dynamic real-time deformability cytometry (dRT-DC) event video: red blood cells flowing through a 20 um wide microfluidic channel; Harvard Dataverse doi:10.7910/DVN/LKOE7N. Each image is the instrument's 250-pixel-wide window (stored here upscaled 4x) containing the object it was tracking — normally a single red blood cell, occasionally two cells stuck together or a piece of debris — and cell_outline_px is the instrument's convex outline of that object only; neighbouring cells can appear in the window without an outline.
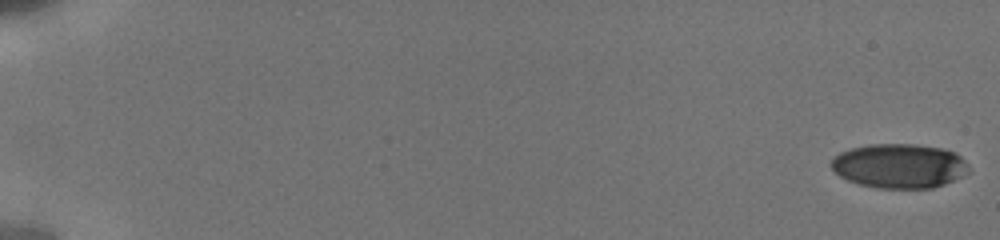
{"species": "human", "species_latin": "Homo sapiens", "temperature_condition": "cold", "stored_images_in_passage": 13, "camera_frame_rate_fps": 3000, "um_per_image_px": 0.085, "donor": {"sex": "male"}, "frame": {"image": 1, "passage_image": 1, "time_ms": 0.0, "image_size_px": [1000, 240], "cell_outline_px": [[972, 172], [944, 184], [932, 188], [880, 188], [860, 184], [848, 180], [840, 176], [832, 168], [832, 156], [840, 152], [852, 148], [868, 144], [916, 144], [944, 148], [956, 152], [968, 164]], "centroid_in_image_um": [76.49, 14.09], "position_along_channel_um": 8.5, "area_um2": 35.84}}
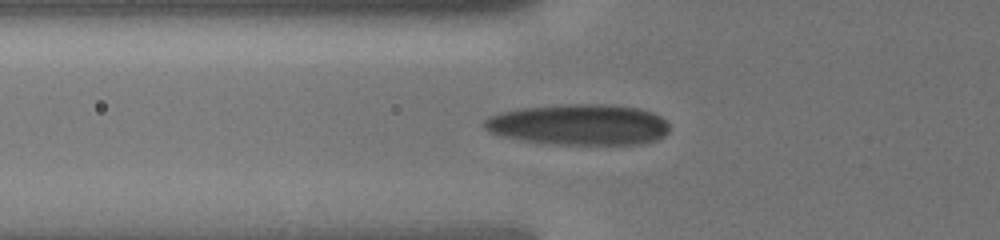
{"frame": {"image": 2, "passage_image": 10, "time_ms": 7.0, "image_size_px": [1000, 240], "cell_outline_px": [[668, 132], [664, 136], [656, 140], [640, 144], [552, 144], [524, 140], [504, 136], [488, 132], [484, 128], [484, 120], [488, 116], [500, 112], [520, 108], [564, 104], [608, 104], [640, 108], [652, 112], [660, 116], [668, 124]], "centroid_in_image_um": [49.21, 10.58], "position_along_channel_um": 76.6, "area_um2": 44.22}}
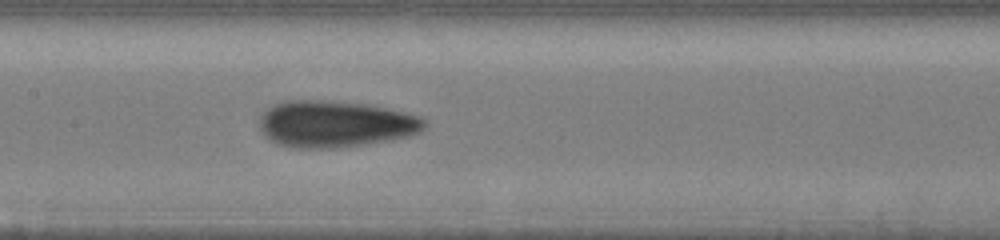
{"frame": {"image": 3, "passage_image": 13, "time_ms": 9.667, "image_size_px": [1000, 240], "cell_outline_px": [[428, 124], [420, 132], [408, 136], [392, 140], [336, 148], [296, 148], [276, 144], [260, 128], [260, 120], [264, 112], [268, 108], [276, 104], [288, 100], [320, 100], [368, 104], [388, 108], [420, 116], [428, 120]], "centroid_in_image_um": [28.56, 10.54], "position_along_channel_um": 178.8, "area_um2": 44.8}}